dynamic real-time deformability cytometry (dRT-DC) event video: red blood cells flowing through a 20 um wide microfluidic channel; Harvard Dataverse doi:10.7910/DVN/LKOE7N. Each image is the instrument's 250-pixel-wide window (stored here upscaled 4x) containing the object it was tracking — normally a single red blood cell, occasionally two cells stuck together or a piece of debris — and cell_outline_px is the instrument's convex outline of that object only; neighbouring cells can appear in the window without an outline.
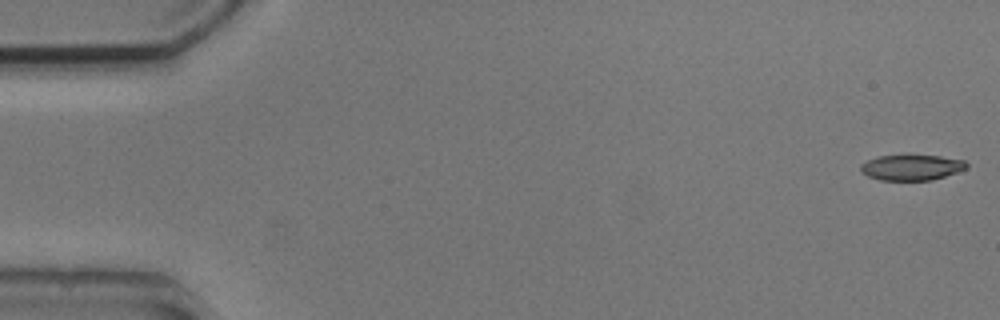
{"species": "common noctule bat (a hibernating species)", "species_latin": "Nyctalus noctula", "temperature_condition": "cold", "stored_images_in_passage": 11, "camera_frame_rate_fps": 3000, "um_per_image_px": 0.085, "animal": {"sex": "male", "body_mass_g": 20.5, "forearm_length_mm": 52.5}, "frame": {"image": 1, "passage_image": 1, "time_ms": 0.0, "image_size_px": [1000, 320], "cell_outline_px": [[968, 168], [932, 180], [880, 180], [868, 176], [860, 172], [860, 164], [876, 156], [940, 156], [964, 160], [968, 164]], "centroid_in_image_um": [77.46, 14.24], "position_along_channel_um": 7.5, "area_um2": 15.66}}